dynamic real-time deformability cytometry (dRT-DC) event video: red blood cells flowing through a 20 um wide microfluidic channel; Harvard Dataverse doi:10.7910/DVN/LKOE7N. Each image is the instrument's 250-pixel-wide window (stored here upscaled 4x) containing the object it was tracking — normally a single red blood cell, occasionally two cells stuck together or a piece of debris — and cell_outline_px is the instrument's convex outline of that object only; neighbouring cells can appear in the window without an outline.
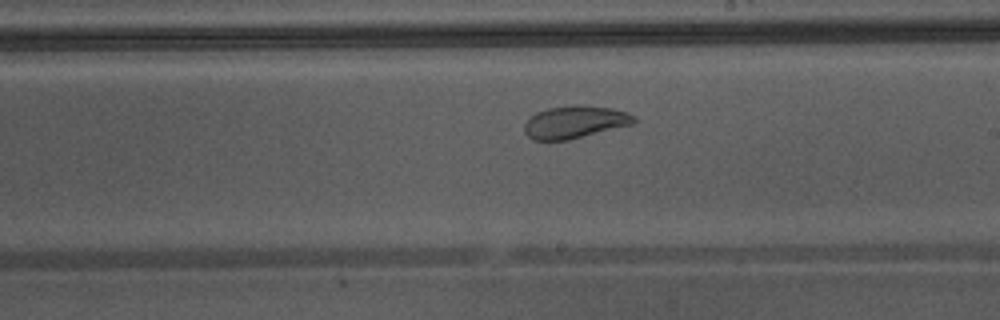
{"species": "Egyptian fruit bat (a non-hibernating species)", "species_latin": "Rousettus aegyptiacus", "temperature_condition": "warm", "stored_images_in_passage": 25, "camera_frame_rate_fps": 3000, "um_per_image_px": 0.085, "animal": {"sex": "male"}, "frame": {"image": 1, "passage_image": 15, "time_ms": 4.667, "image_size_px": [1000, 320], "cell_outline_px": [[636, 124], [568, 140], [532, 140], [524, 132], [524, 124], [536, 112], [548, 108], [572, 104], [580, 104], [612, 108], [636, 116]], "centroid_in_image_um": [48.89, 10.37], "position_along_channel_um": 240.1, "area_um2": 21.04}}